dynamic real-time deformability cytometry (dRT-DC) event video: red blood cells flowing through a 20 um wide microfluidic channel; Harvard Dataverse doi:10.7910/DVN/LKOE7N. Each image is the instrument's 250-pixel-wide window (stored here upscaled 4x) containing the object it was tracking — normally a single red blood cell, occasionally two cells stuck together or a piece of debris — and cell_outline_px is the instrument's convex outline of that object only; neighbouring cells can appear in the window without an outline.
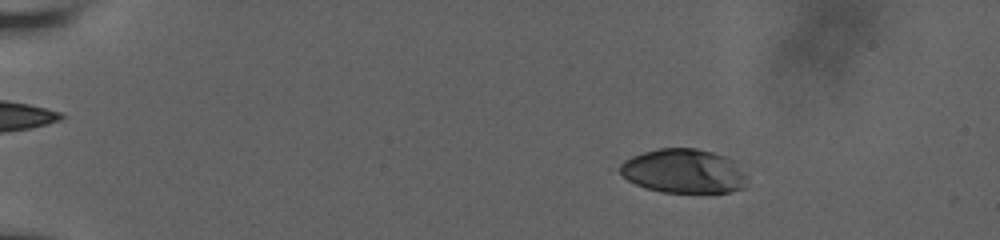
{"species": "human", "species_latin": "Homo sapiens", "temperature_condition": "room temperature", "stored_images_in_passage": 7, "camera_frame_rate_fps": 3000, "um_per_image_px": 0.085, "donor": {"sex": "male"}, "frame": {"image": 1, "passage_image": 3, "time_ms": 2.0, "image_size_px": [1000, 240], "cell_outline_px": [[748, 176], [744, 188], [728, 192], [664, 192], [644, 188], [628, 180], [608, 168], [632, 156], [644, 152], [660, 148], [696, 148], [712, 152], [724, 156], [732, 160]], "centroid_in_image_um": [58.0, 14.54], "position_along_channel_um": 27.0, "area_um2": 33.35}}
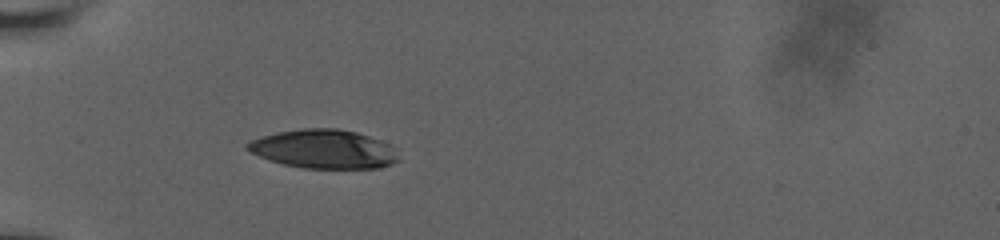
{"frame": {"image": 2, "passage_image": 7, "time_ms": 5.333, "image_size_px": [1000, 240], "cell_outline_px": [[400, 160], [392, 164], [376, 168], [304, 168], [284, 164], [268, 160], [244, 148], [244, 144], [260, 136], [276, 132], [304, 128], [336, 128], [356, 132], [380, 140], [388, 144]], "centroid_in_image_um": [27.47, 12.66], "position_along_channel_um": 57.5, "area_um2": 34.04}}